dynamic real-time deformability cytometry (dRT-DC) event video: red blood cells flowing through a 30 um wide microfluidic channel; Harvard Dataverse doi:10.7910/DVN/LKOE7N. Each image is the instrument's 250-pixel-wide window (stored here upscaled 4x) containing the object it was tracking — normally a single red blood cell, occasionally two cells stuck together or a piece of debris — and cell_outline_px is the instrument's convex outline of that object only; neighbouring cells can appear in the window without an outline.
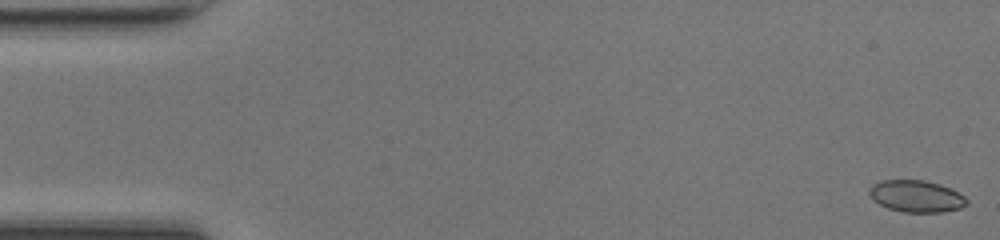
{"species": "common noctule bat (a hibernating species)", "species_latin": "Nyctalus noctula", "temperature_condition": "room temperature", "stored_images_in_passage": 50, "camera_frame_rate_fps": 3000, "um_per_image_px": 0.085, "animal": {"sex": "female", "body_mass_g": 17.0, "forearm_length_mm": 48.0}, "frame": {"image": 1, "passage_image": 1, "time_ms": 0.0, "image_size_px": [1000, 240], "cell_outline_px": [[968, 204], [960, 208], [940, 212], [904, 212], [888, 208], [872, 200], [868, 192], [872, 184], [880, 180], [924, 180], [940, 184], [964, 196], [968, 200]], "centroid_in_image_um": [77.85, 16.67], "position_along_channel_um": 7.1, "area_um2": 18.03}}
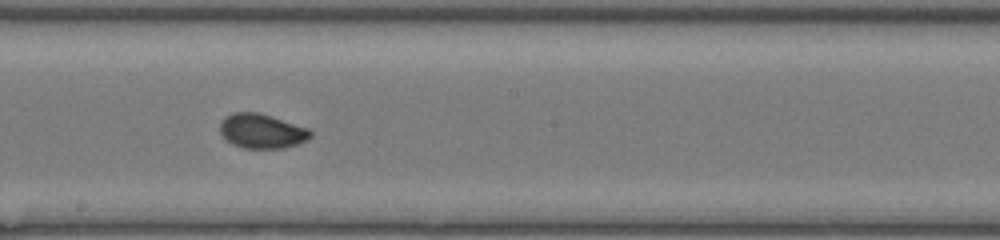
{"frame": {"image": 2, "passage_image": 27, "time_ms": 8.667, "image_size_px": [1000, 240], "cell_outline_px": [[312, 136], [308, 140], [284, 148], [244, 148], [232, 144], [220, 132], [220, 120], [224, 116], [232, 112], [260, 112], [308, 128], [312, 132]], "centroid_in_image_um": [22.25, 11.13], "position_along_channel_um": 226.0, "area_um2": 18.32}}
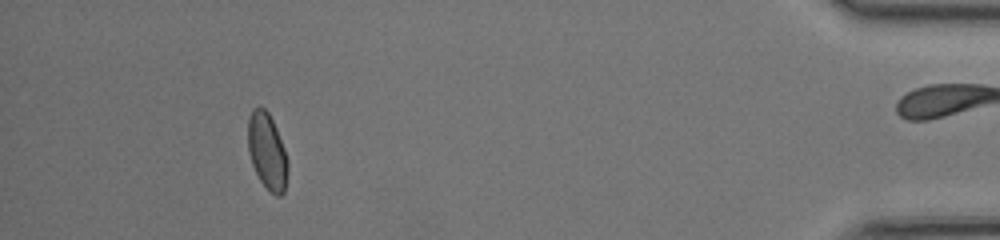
{"frame": {"image": 3, "passage_image": 45, "time_ms": 14.667, "image_size_px": [1000, 240], "cell_outline_px": [[288, 172], [284, 192], [280, 196], [276, 196], [260, 180], [252, 164], [248, 152], [248, 120], [252, 108], [264, 108], [268, 112], [276, 128], [284, 148], [288, 160]], "centroid_in_image_um": [22.71, 12.86], "position_along_channel_um": 412.5, "area_um2": 17.57}, "authors_computed_cell_mechanics": {"area_um2": 17.8891, "velocity_mm_per_s": 4.2602, "shape_relaxation_time_tau1_ms": 4.0246, "shape_relaxation_time_tau2_ms": null, "deformation_change_tau1": 0.1247, "deformation_change_tau2": null}}